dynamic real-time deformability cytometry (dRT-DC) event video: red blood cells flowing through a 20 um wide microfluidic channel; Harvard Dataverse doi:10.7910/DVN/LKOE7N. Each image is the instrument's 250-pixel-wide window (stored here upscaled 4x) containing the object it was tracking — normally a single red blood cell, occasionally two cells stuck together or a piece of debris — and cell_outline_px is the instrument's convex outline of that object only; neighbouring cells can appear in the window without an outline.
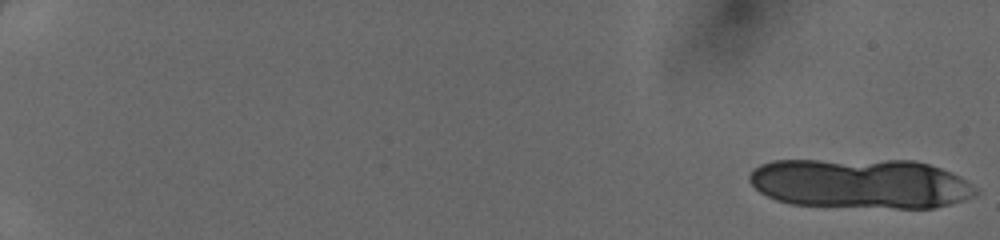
{"species": "human", "species_latin": "Homo sapiens", "temperature_condition": "cold", "stored_images_in_passage": 15, "camera_frame_rate_fps": 3000, "um_per_image_px": 0.085, "donor": {"sex": "female"}, "frame": {"image": 1, "passage_image": 1, "time_ms": 0.0, "image_size_px": [1000, 240], "cell_outline_px": [[980, 192], [976, 196], [964, 200], [932, 208], [896, 208], [788, 204], [776, 200], [760, 192], [748, 180], [748, 176], [760, 164], [772, 160], [916, 160], [940, 168], [960, 176], [968, 180]], "centroid_in_image_um": [73.17, 15.6], "position_along_channel_um": 11.8, "area_um2": 66.12}}